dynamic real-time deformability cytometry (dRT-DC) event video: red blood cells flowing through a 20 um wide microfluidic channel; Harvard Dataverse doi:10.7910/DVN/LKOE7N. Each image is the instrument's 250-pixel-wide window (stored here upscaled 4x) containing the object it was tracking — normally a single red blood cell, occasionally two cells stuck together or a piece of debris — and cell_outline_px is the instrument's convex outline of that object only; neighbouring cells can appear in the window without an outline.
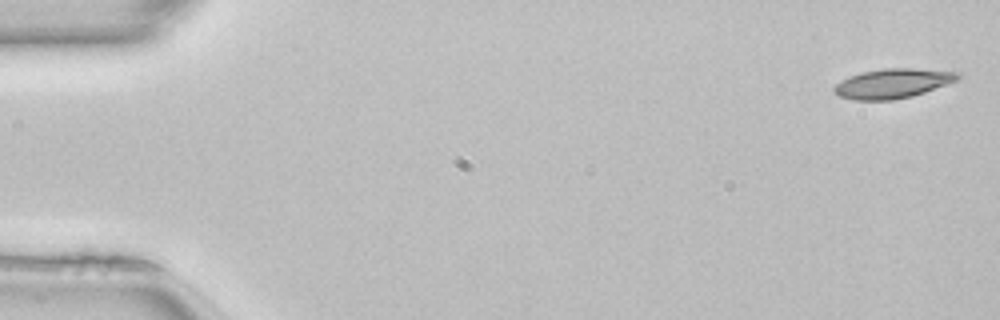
{"species": "common noctule bat (a hibernating species)", "species_latin": "Nyctalus noctula", "temperature_condition": "room temperature", "stored_images_in_passage": 41, "camera_frame_rate_fps": 3000, "um_per_image_px": 0.085, "animal": {"sex": "female", "body_mass_g": 22.7, "forearm_length_mm": 54.2}, "frame": {"image": 1, "passage_image": 1, "time_ms": 0.0, "image_size_px": [1000, 320], "cell_outline_px": [[964, 76], [956, 80], [924, 92], [912, 96], [892, 100], [852, 100], [840, 96], [832, 88], [836, 84], [852, 76], [864, 72], [884, 68], [912, 68], [960, 72]], "centroid_in_image_um": [75.92, 7.09], "position_along_channel_um": 9.1, "area_um2": 20.98}}
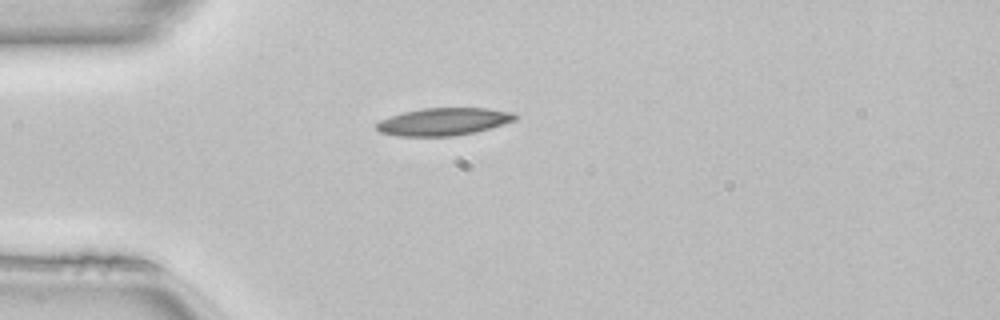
{"frame": {"image": 2, "passage_image": 13, "time_ms": 4.0, "image_size_px": [1000, 320], "cell_outline_px": [[516, 120], [476, 132], [456, 136], [396, 136], [380, 132], [376, 128], [376, 124], [380, 120], [404, 112], [424, 108], [484, 108], [516, 112]], "centroid_in_image_um": [37.72, 10.34], "position_along_channel_um": 47.3, "area_um2": 22.2}}